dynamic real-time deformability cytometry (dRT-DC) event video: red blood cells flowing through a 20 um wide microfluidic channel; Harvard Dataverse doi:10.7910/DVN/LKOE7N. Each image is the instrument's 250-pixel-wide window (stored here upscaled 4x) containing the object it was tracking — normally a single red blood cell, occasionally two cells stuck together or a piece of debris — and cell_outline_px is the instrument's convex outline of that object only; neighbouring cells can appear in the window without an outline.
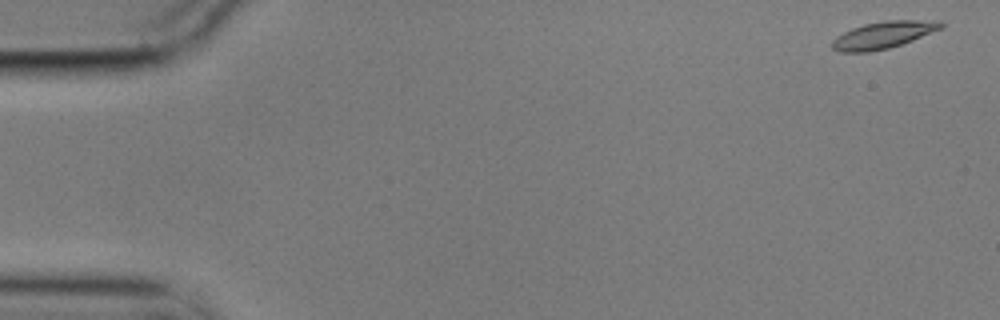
{"species": "common noctule bat (a hibernating species)", "species_latin": "Nyctalus noctula", "temperature_condition": "cold", "stored_images_in_passage": 56, "camera_frame_rate_fps": 3000, "um_per_image_px": 0.085, "animal": {"sex": "male", "body_mass_g": 17.9}, "frame": {"image": 1, "passage_image": 1, "time_ms": 0.0, "image_size_px": [1000, 320], "cell_outline_px": [[944, 28], [912, 40], [888, 48], [868, 52], [840, 52], [832, 48], [832, 40], [836, 36], [852, 28], [864, 24], [884, 20], [940, 20], [944, 24]], "centroid_in_image_um": [75.1, 2.96], "position_along_channel_um": 9.9, "area_um2": 17.17}}
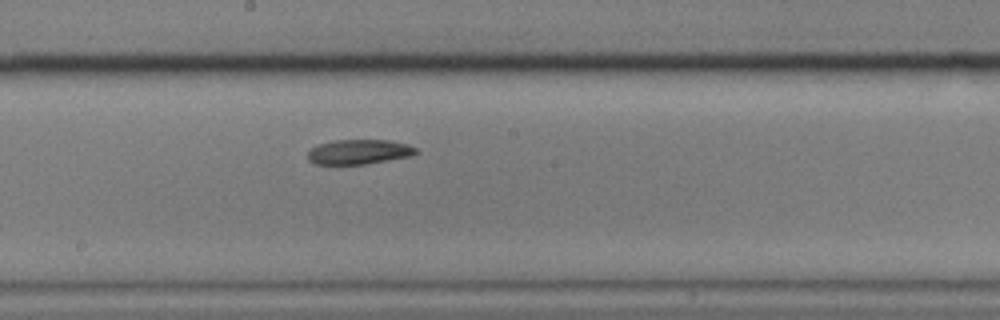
{"frame": {"image": 2, "passage_image": 30, "time_ms": 9.667, "image_size_px": [1000, 320], "cell_outline_px": [[420, 152], [416, 156], [368, 164], [316, 164], [308, 160], [308, 152], [316, 144], [336, 140], [388, 140], [408, 144], [416, 148]], "centroid_in_image_um": [30.59, 12.91], "position_along_channel_um": 217.6, "area_um2": 15.95}}
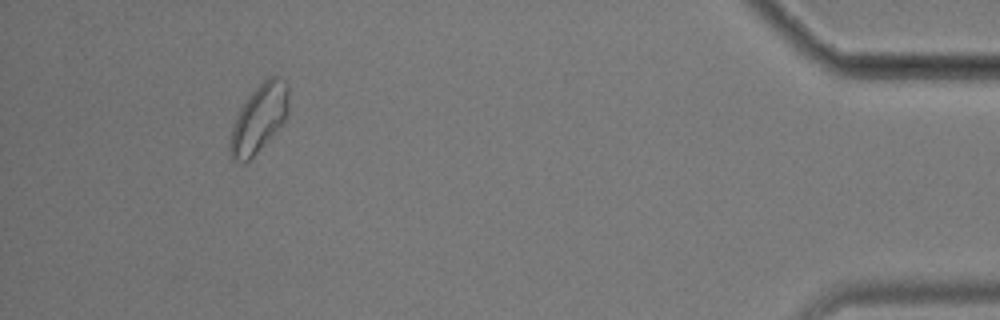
{"frame": {"image": 3, "passage_image": 52, "time_ms": 17.0, "image_size_px": [1000, 320], "cell_outline_px": [[288, 112], [284, 120], [260, 148], [244, 164], [232, 160], [228, 148], [232, 128], [236, 116], [244, 100], [264, 80], [272, 76], [276, 76], [284, 80], [288, 84]], "centroid_in_image_um": [21.98, 10.07], "position_along_channel_um": 413.2, "area_um2": 22.77}, "authors_computed_cell_mechanics": {"area_um2": 16.762, "velocity_mm_per_s": 3.499, "shape_relaxation_time_tau1_ms": 5.1341, "shape_relaxation_time_tau2_ms": null, "deformation_change_tau1": 0.1502, "deformation_change_tau2": null}}